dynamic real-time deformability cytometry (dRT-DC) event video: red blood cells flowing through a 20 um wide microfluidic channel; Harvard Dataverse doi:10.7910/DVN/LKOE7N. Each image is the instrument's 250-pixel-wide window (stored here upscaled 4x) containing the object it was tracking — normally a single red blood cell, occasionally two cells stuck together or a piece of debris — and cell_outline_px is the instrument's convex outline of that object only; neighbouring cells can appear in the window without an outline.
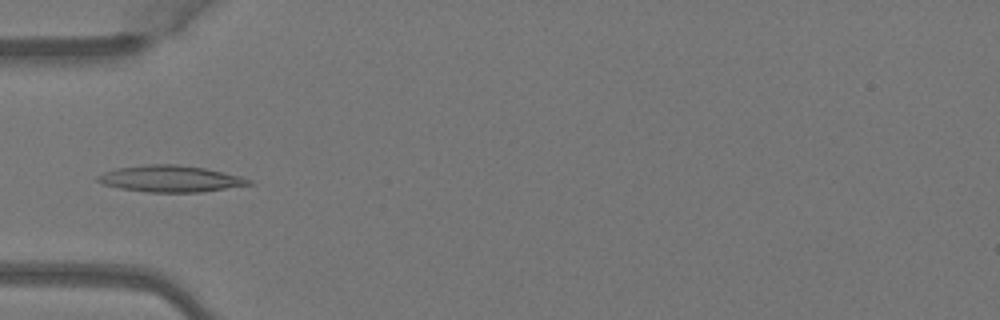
{"species": "Egyptian fruit bat (a non-hibernating species)", "species_latin": "Rousettus aegyptiacus", "temperature_condition": "warm", "stored_images_in_passage": 5, "camera_frame_rate_fps": 3000, "um_per_image_px": 0.085, "animal": {"sex": "female"}, "frame": {"image": 1, "passage_image": 5, "time_ms": 1.333, "image_size_px": [1000, 320], "cell_outline_px": [[252, 184], [200, 192], [148, 192], [120, 188], [104, 184], [96, 180], [96, 176], [104, 172], [116, 168], [148, 164], [176, 164], [204, 168], [240, 176], [252, 180]], "centroid_in_image_um": [14.46, 15.19], "position_along_channel_um": 70.5, "area_um2": 23.12}}